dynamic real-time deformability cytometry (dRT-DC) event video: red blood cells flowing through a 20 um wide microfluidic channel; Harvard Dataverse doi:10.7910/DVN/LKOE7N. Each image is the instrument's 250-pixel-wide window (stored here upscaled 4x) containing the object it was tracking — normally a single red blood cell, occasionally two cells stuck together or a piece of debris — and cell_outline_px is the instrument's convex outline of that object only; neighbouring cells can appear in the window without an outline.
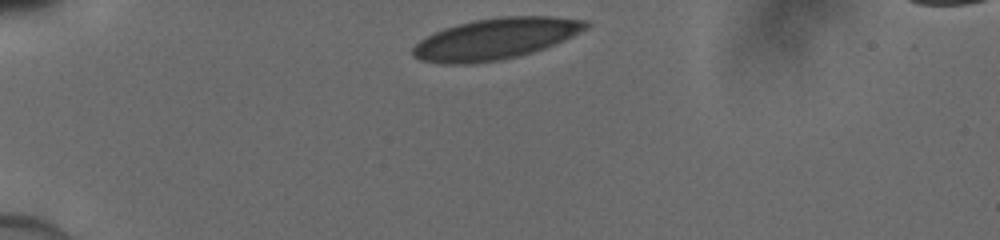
{"species": "human", "species_latin": "Homo sapiens", "temperature_condition": "cold", "stored_images_in_passage": 31, "camera_frame_rate_fps": 3000, "um_per_image_px": 0.085, "donor": {"sex": "male"}, "frame": {"image": 1, "passage_image": 1, "time_ms": 0.0, "image_size_px": [1000, 240], "cell_outline_px": [[588, 28], [572, 36], [544, 48], [532, 52], [516, 56], [496, 60], [472, 64], [444, 64], [420, 60], [412, 56], [412, 48], [420, 40], [432, 32], [444, 28], [472, 20], [500, 16], [552, 16], [588, 20]], "centroid_in_image_um": [42.08, 3.29], "position_along_channel_um": 42.9, "area_um2": 41.5}}
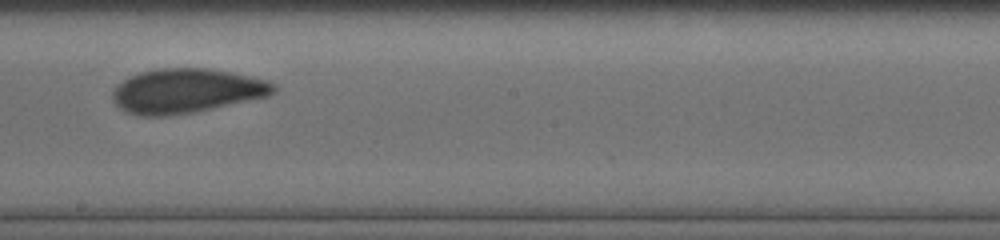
{"frame": {"image": 2, "passage_image": 18, "time_ms": 5.667, "image_size_px": [1000, 240], "cell_outline_px": [[276, 92], [268, 96], [192, 112], [168, 116], [140, 116], [124, 112], [112, 100], [112, 92], [116, 84], [128, 76], [140, 72], [160, 68], [208, 68], [232, 72], [268, 80], [276, 84]], "centroid_in_image_um": [15.81, 7.71], "position_along_channel_um": 232.4, "area_um2": 41.91}}
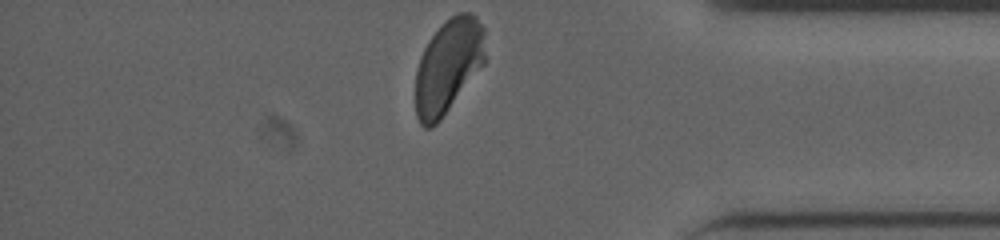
{"frame": {"image": 3, "passage_image": 31, "time_ms": 10.0, "image_size_px": [1000, 240], "cell_outline_px": [[484, 64], [440, 120], [432, 128], [424, 128], [420, 124], [416, 116], [416, 68], [420, 56], [428, 40], [456, 12], [468, 12], [476, 16], [484, 28]], "centroid_in_image_um": [38.08, 5.64], "position_along_channel_um": 397.1, "area_um2": 37.97}}